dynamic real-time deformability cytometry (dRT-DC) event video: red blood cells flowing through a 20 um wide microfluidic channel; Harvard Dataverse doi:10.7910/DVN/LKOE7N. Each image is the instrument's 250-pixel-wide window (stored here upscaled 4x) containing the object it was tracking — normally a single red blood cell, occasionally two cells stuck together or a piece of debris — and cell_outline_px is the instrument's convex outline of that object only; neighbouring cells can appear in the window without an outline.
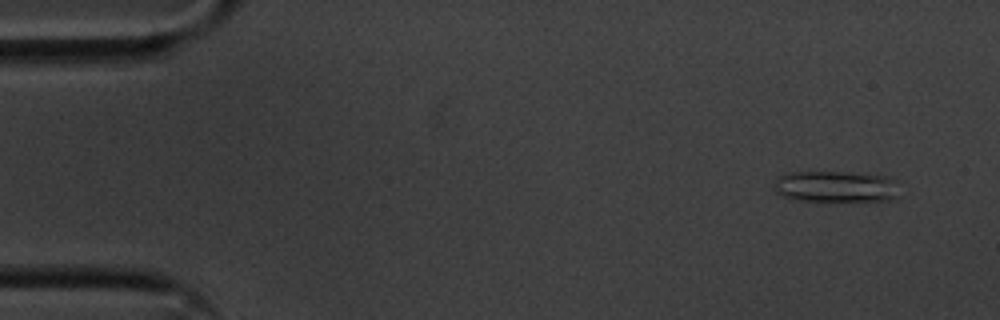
{"species": "common noctule bat (a hibernating species)", "species_latin": "Nyctalus noctula", "temperature_condition": "cold", "stored_images_in_passage": 52, "camera_frame_rate_fps": 3000, "um_per_image_px": 0.085, "animal": {"sex": "male", "body_mass_g": 20.1, "forearm_length_mm": 53.5}, "frame": {"image": 1, "passage_image": 1, "time_ms": 0.0, "image_size_px": [1000, 320], "cell_outline_px": [[900, 180], [896, 196], [888, 200], [792, 200], [780, 196], [776, 192], [776, 180], [780, 176], [788, 172], [848, 172], [888, 176]], "centroid_in_image_um": [71.08, 15.84], "position_along_channel_um": 13.9, "area_um2": 22.89}}
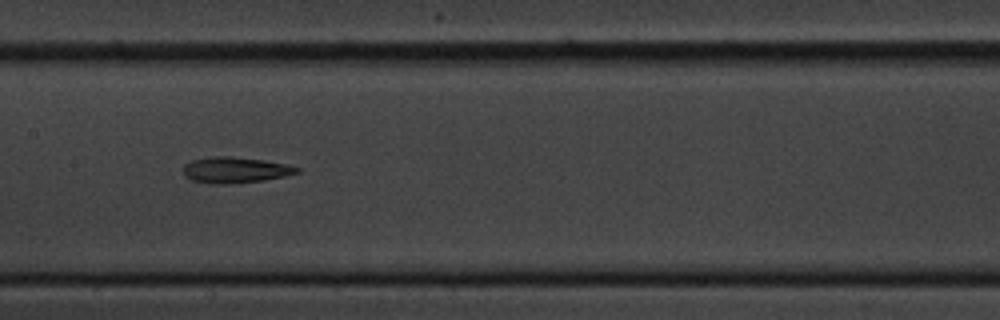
{"frame": {"image": 2, "passage_image": 24, "time_ms": 7.667, "image_size_px": [1000, 320], "cell_outline_px": [[300, 172], [284, 176], [264, 180], [228, 184], [212, 184], [192, 180], [184, 176], [184, 164], [192, 160], [212, 156], [232, 156], [264, 160], [288, 164], [300, 168]], "centroid_in_image_um": [19.99, 14.44], "position_along_channel_um": 187.4, "area_um2": 17.28}}
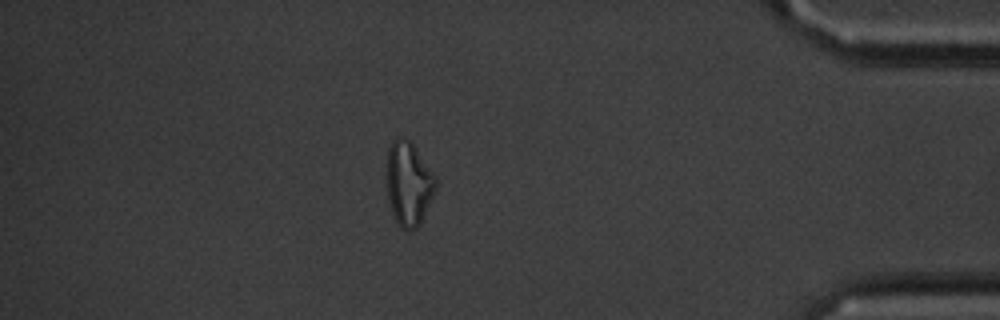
{"frame": {"image": 3, "passage_image": 45, "time_ms": 14.667, "image_size_px": [1000, 320], "cell_outline_px": [[436, 188], [424, 216], [420, 224], [416, 228], [400, 228], [396, 224], [388, 200], [384, 176], [388, 148], [392, 140], [400, 136], [408, 140], [416, 148], [432, 172], [436, 180]], "centroid_in_image_um": [34.67, 15.59], "position_along_channel_um": 400.5, "area_um2": 24.28}, "authors_computed_cell_mechanics": {"area_um2": 18.2359, "velocity_mm_per_s": 3.608, "shape_relaxation_time_tau1_ms": null, "shape_relaxation_time_tau2_ms": 7.5321, "deformation_change_tau1": null, "deformation_change_tau2": 0.2188}}